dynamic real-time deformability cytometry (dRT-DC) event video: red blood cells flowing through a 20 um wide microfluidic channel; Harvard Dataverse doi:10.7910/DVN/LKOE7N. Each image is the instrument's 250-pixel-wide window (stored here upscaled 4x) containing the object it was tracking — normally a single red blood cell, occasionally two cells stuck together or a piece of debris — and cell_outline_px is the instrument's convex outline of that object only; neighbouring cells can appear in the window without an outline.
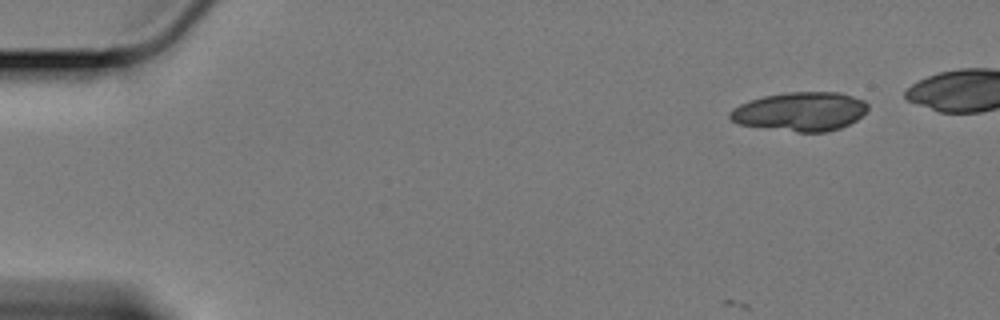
{"species": "Egyptian fruit bat (a non-hibernating species)", "species_latin": "Rousettus aegyptiacus", "temperature_condition": "cold", "stored_images_in_passage": 14, "camera_frame_rate_fps": 3000, "um_per_image_px": 0.085, "animal": {"sex": "female"}, "frame": {"image": 1, "passage_image": 1, "time_ms": 0.0, "image_size_px": [1000, 320], "cell_outline_px": [[868, 108], [856, 120], [840, 128], [828, 132], [796, 132], [740, 124], [732, 120], [728, 116], [728, 112], [732, 108], [748, 100], [764, 96], [788, 92], [840, 92], [864, 100], [868, 104]], "centroid_in_image_um": [68.02, 9.47], "position_along_channel_um": 17.0, "area_um2": 31.27}}